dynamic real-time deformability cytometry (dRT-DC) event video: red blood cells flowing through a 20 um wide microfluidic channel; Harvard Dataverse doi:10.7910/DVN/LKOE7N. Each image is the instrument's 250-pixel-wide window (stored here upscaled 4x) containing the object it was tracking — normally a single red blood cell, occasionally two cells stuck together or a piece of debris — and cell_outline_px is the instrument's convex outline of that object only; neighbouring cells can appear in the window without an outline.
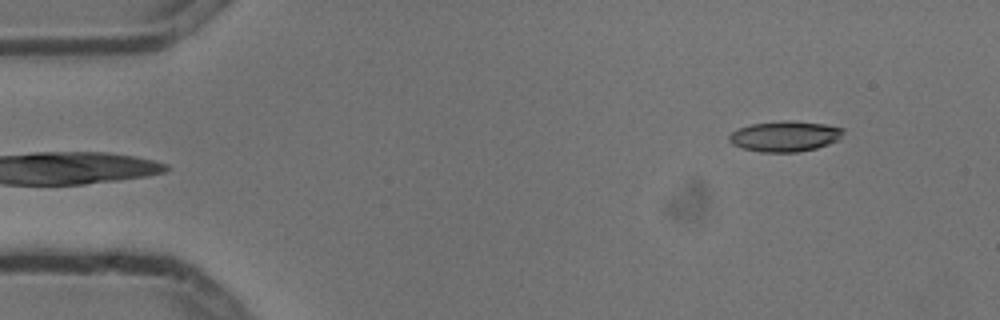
{"species": "common noctule bat (a hibernating species)", "species_latin": "Nyctalus noctula", "temperature_condition": "cold", "stored_images_in_passage": 4, "segment_of_instrument_passage": [2, 2], "camera_frame_rate_fps": 3000, "um_per_image_px": 0.085, "animal": {"sex": "male", "body_mass_g": 13.3}, "frame": {"image": 1, "passage_image": 4, "time_ms": 1.0, "image_size_px": [1000, 320], "cell_outline_px": [[844, 132], [840, 140], [816, 148], [796, 152], [760, 152], [744, 148], [732, 144], [728, 140], [728, 136], [732, 132], [740, 128], [752, 124], [784, 120], [788, 120], [824, 124], [844, 128]], "centroid_in_image_um": [66.74, 11.58], "position_along_channel_um": 18.3, "area_um2": 20.29}}